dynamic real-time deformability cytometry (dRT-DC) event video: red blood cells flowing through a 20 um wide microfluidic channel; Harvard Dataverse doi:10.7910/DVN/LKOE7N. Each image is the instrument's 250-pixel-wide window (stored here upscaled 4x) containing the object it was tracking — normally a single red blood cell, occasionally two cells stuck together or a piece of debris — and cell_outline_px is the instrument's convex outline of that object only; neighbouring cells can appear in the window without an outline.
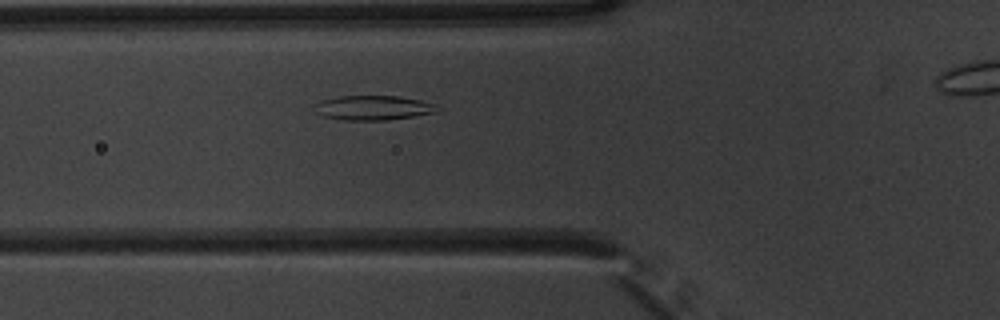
{"species": "common noctule bat (a hibernating species)", "species_latin": "Nyctalus noctula", "temperature_condition": "warm", "stored_images_in_passage": 40, "segment_of_instrument_passage": [1, 2], "camera_frame_rate_fps": 3000, "um_per_image_px": 0.085, "animal": {"sex": "male", "body_mass_g": 20.1, "forearm_length_mm": 53.5}, "frame": {"image": 1, "passage_image": 12, "time_ms": 3.667, "image_size_px": [1000, 320], "cell_outline_px": [[436, 112], [412, 116], [384, 120], [344, 120], [324, 116], [320, 112], [320, 104], [324, 100], [340, 96], [400, 96], [420, 100], [436, 104]], "centroid_in_image_um": [31.83, 9.16], "position_along_channel_um": 94.0, "area_um2": 16.82}}
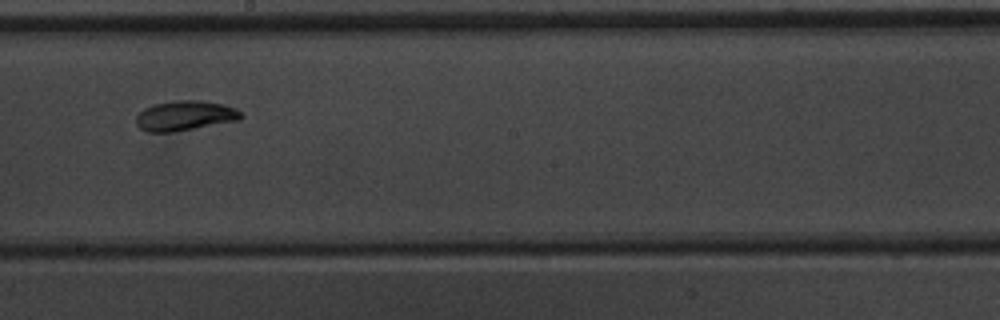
{"frame": {"image": 2, "passage_image": 23, "time_ms": 7.333, "image_size_px": [1000, 320], "cell_outline_px": [[244, 116], [240, 120], [172, 132], [148, 132], [140, 128], [136, 124], [136, 116], [144, 108], [156, 104], [172, 100], [200, 100], [224, 104], [240, 112]], "centroid_in_image_um": [15.71, 9.83], "position_along_channel_um": 232.5, "area_um2": 18.21}}
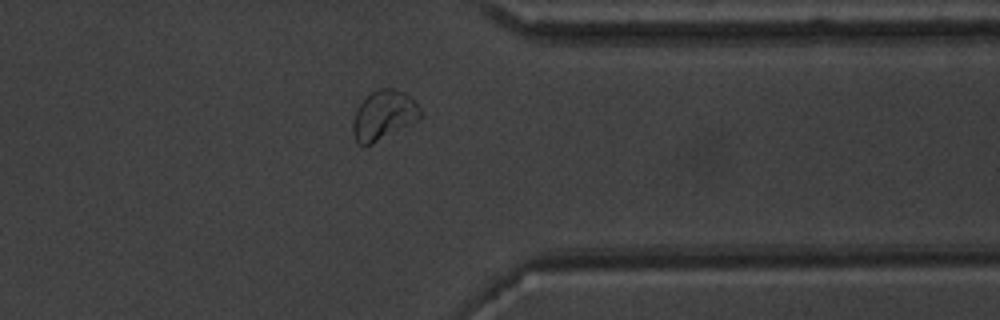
{"frame": {"image": 3, "passage_image": 35, "time_ms": 11.333, "image_size_px": [1000, 320], "cell_outline_px": [[424, 112], [416, 120], [372, 144], [364, 148], [356, 144], [352, 132], [352, 124], [356, 108], [372, 92], [380, 88], [392, 88], [404, 92]], "centroid_in_image_um": [32.55, 9.82], "position_along_channel_um": 378.8, "area_um2": 19.25}}